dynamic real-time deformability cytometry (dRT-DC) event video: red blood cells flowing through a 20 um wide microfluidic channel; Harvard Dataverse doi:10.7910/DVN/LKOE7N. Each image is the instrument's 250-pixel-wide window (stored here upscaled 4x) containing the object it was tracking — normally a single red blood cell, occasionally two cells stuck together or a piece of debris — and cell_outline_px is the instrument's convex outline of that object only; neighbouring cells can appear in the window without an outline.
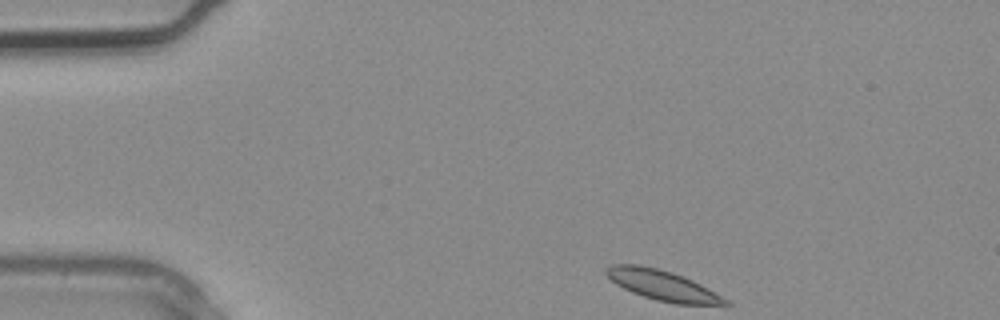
{"species": "common noctule bat (a hibernating species)", "species_latin": "Nyctalus noctula", "temperature_condition": "warm", "stored_images_in_passage": 2, "camera_frame_rate_fps": 3000, "um_per_image_px": 0.085, "animal": {"sex": "male", "body_mass_g": 20.4}, "frame": {"image": 1, "passage_image": 1, "time_ms": 0.0, "image_size_px": [1000, 320], "cell_outline_px": [[732, 304], [676, 304], [656, 300], [632, 292], [616, 284], [604, 272], [604, 268], [612, 264], [640, 264], [672, 272], [684, 276], [708, 288], [728, 300]], "centroid_in_image_um": [56.28, 24.23], "position_along_channel_um": 28.7, "area_um2": 20.75}}